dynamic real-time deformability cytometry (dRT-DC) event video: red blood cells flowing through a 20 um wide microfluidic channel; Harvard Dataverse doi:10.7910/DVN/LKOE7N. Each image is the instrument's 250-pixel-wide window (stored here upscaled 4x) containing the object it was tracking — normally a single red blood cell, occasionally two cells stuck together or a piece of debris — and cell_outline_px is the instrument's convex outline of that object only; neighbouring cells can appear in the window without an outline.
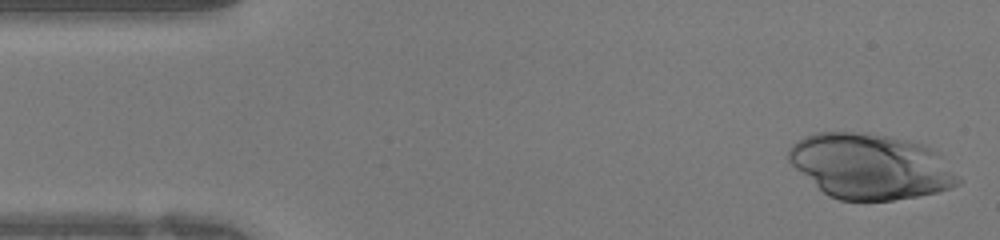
{"species": "human", "species_latin": "Homo sapiens", "temperature_condition": "warm", "stored_images_in_passage": 21, "camera_frame_rate_fps": 3000, "um_per_image_px": 0.085, "donor": {"sex": "female"}, "frame": {"image": 1, "passage_image": 1, "time_ms": 0.0, "image_size_px": [1000, 240], "cell_outline_px": [[964, 180], [960, 184], [952, 188], [936, 192], [916, 196], [892, 200], [840, 200], [828, 196], [796, 168], [788, 160], [788, 148], [796, 140], [804, 136], [816, 132], [868, 132], [908, 140], [932, 148]], "centroid_in_image_um": [74.0, 14.12], "position_along_channel_um": 11.0, "area_um2": 64.5}}